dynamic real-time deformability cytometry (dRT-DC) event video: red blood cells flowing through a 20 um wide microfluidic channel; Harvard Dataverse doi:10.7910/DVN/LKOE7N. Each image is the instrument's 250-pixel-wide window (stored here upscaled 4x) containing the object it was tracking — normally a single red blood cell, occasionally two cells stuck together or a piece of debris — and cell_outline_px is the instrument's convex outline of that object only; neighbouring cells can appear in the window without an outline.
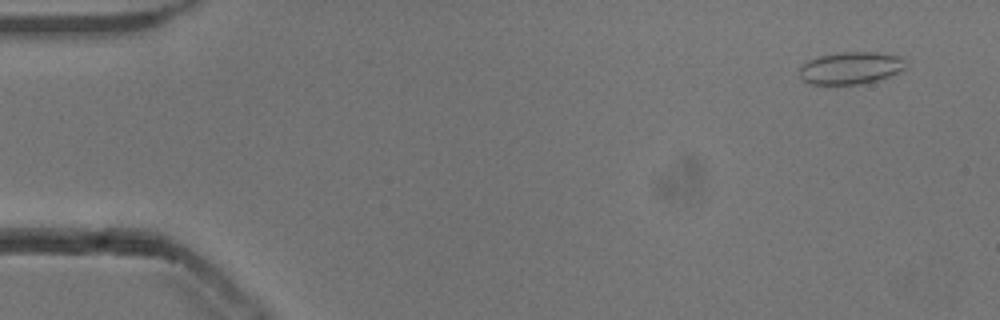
{"species": "common noctule bat (a hibernating species)", "species_latin": "Nyctalus noctula", "temperature_condition": "cold", "stored_images_in_passage": 12, "camera_frame_rate_fps": 3000, "um_per_image_px": 0.085, "animal": {"sex": "male", "body_mass_g": 13.3}, "frame": {"image": 1, "passage_image": 4, "time_ms": 1.0, "image_size_px": [1000, 320], "cell_outline_px": [[904, 68], [888, 76], [876, 80], [860, 84], [808, 84], [800, 76], [800, 68], [808, 60], [820, 56], [836, 52], [876, 52], [900, 56]], "centroid_in_image_um": [72.25, 5.77], "position_along_channel_um": 12.8, "area_um2": 19.59}}